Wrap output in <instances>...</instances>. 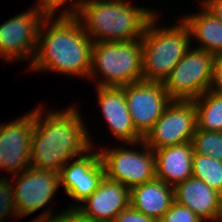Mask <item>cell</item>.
Here are the masks:
<instances>
[{
	"mask_svg": "<svg viewBox=\"0 0 222 222\" xmlns=\"http://www.w3.org/2000/svg\"><path fill=\"white\" fill-rule=\"evenodd\" d=\"M197 129L193 100H172L160 119L143 138L153 150L191 142Z\"/></svg>",
	"mask_w": 222,
	"mask_h": 222,
	"instance_id": "cell-9",
	"label": "cell"
},
{
	"mask_svg": "<svg viewBox=\"0 0 222 222\" xmlns=\"http://www.w3.org/2000/svg\"><path fill=\"white\" fill-rule=\"evenodd\" d=\"M192 176L222 194V161L194 153Z\"/></svg>",
	"mask_w": 222,
	"mask_h": 222,
	"instance_id": "cell-21",
	"label": "cell"
},
{
	"mask_svg": "<svg viewBox=\"0 0 222 222\" xmlns=\"http://www.w3.org/2000/svg\"><path fill=\"white\" fill-rule=\"evenodd\" d=\"M215 55L192 47L175 65L163 86L172 100H194L210 90Z\"/></svg>",
	"mask_w": 222,
	"mask_h": 222,
	"instance_id": "cell-7",
	"label": "cell"
},
{
	"mask_svg": "<svg viewBox=\"0 0 222 222\" xmlns=\"http://www.w3.org/2000/svg\"><path fill=\"white\" fill-rule=\"evenodd\" d=\"M105 177L99 151L92 147L85 154L67 162L59 172L60 187L78 206L89 197Z\"/></svg>",
	"mask_w": 222,
	"mask_h": 222,
	"instance_id": "cell-13",
	"label": "cell"
},
{
	"mask_svg": "<svg viewBox=\"0 0 222 222\" xmlns=\"http://www.w3.org/2000/svg\"><path fill=\"white\" fill-rule=\"evenodd\" d=\"M47 15L44 8L34 5L0 24V59L4 64L28 60V66L31 65L40 25Z\"/></svg>",
	"mask_w": 222,
	"mask_h": 222,
	"instance_id": "cell-8",
	"label": "cell"
},
{
	"mask_svg": "<svg viewBox=\"0 0 222 222\" xmlns=\"http://www.w3.org/2000/svg\"><path fill=\"white\" fill-rule=\"evenodd\" d=\"M38 105L30 147L32 167L59 173L67 162L96 148L77 105L62 111Z\"/></svg>",
	"mask_w": 222,
	"mask_h": 222,
	"instance_id": "cell-1",
	"label": "cell"
},
{
	"mask_svg": "<svg viewBox=\"0 0 222 222\" xmlns=\"http://www.w3.org/2000/svg\"><path fill=\"white\" fill-rule=\"evenodd\" d=\"M60 213L65 217V222H97L85 214L77 206H69L60 210Z\"/></svg>",
	"mask_w": 222,
	"mask_h": 222,
	"instance_id": "cell-27",
	"label": "cell"
},
{
	"mask_svg": "<svg viewBox=\"0 0 222 222\" xmlns=\"http://www.w3.org/2000/svg\"><path fill=\"white\" fill-rule=\"evenodd\" d=\"M122 87L134 128L144 138L172 99L161 82L141 80Z\"/></svg>",
	"mask_w": 222,
	"mask_h": 222,
	"instance_id": "cell-11",
	"label": "cell"
},
{
	"mask_svg": "<svg viewBox=\"0 0 222 222\" xmlns=\"http://www.w3.org/2000/svg\"><path fill=\"white\" fill-rule=\"evenodd\" d=\"M88 80L94 88L122 87L143 80L142 40L94 42Z\"/></svg>",
	"mask_w": 222,
	"mask_h": 222,
	"instance_id": "cell-5",
	"label": "cell"
},
{
	"mask_svg": "<svg viewBox=\"0 0 222 222\" xmlns=\"http://www.w3.org/2000/svg\"><path fill=\"white\" fill-rule=\"evenodd\" d=\"M174 201L189 208L204 222H219L222 194L193 176L173 187Z\"/></svg>",
	"mask_w": 222,
	"mask_h": 222,
	"instance_id": "cell-16",
	"label": "cell"
},
{
	"mask_svg": "<svg viewBox=\"0 0 222 222\" xmlns=\"http://www.w3.org/2000/svg\"><path fill=\"white\" fill-rule=\"evenodd\" d=\"M201 5V6H200ZM199 12L178 17L189 29L191 40L197 49L206 50L213 55L222 54V21L199 2Z\"/></svg>",
	"mask_w": 222,
	"mask_h": 222,
	"instance_id": "cell-19",
	"label": "cell"
},
{
	"mask_svg": "<svg viewBox=\"0 0 222 222\" xmlns=\"http://www.w3.org/2000/svg\"><path fill=\"white\" fill-rule=\"evenodd\" d=\"M191 143L194 153L222 161V132L196 129Z\"/></svg>",
	"mask_w": 222,
	"mask_h": 222,
	"instance_id": "cell-22",
	"label": "cell"
},
{
	"mask_svg": "<svg viewBox=\"0 0 222 222\" xmlns=\"http://www.w3.org/2000/svg\"><path fill=\"white\" fill-rule=\"evenodd\" d=\"M193 146L186 142L154 150L156 178L172 187L192 177Z\"/></svg>",
	"mask_w": 222,
	"mask_h": 222,
	"instance_id": "cell-17",
	"label": "cell"
},
{
	"mask_svg": "<svg viewBox=\"0 0 222 222\" xmlns=\"http://www.w3.org/2000/svg\"><path fill=\"white\" fill-rule=\"evenodd\" d=\"M173 202V187L156 177L130 189V205L157 221L163 217Z\"/></svg>",
	"mask_w": 222,
	"mask_h": 222,
	"instance_id": "cell-18",
	"label": "cell"
},
{
	"mask_svg": "<svg viewBox=\"0 0 222 222\" xmlns=\"http://www.w3.org/2000/svg\"><path fill=\"white\" fill-rule=\"evenodd\" d=\"M95 89L102 119L104 118L114 140L124 144L142 141L143 138L134 128L123 87H96Z\"/></svg>",
	"mask_w": 222,
	"mask_h": 222,
	"instance_id": "cell-14",
	"label": "cell"
},
{
	"mask_svg": "<svg viewBox=\"0 0 222 222\" xmlns=\"http://www.w3.org/2000/svg\"><path fill=\"white\" fill-rule=\"evenodd\" d=\"M158 222H204L189 208L173 202Z\"/></svg>",
	"mask_w": 222,
	"mask_h": 222,
	"instance_id": "cell-24",
	"label": "cell"
},
{
	"mask_svg": "<svg viewBox=\"0 0 222 222\" xmlns=\"http://www.w3.org/2000/svg\"><path fill=\"white\" fill-rule=\"evenodd\" d=\"M130 205V189L106 177L98 188L77 207L97 222H114Z\"/></svg>",
	"mask_w": 222,
	"mask_h": 222,
	"instance_id": "cell-15",
	"label": "cell"
},
{
	"mask_svg": "<svg viewBox=\"0 0 222 222\" xmlns=\"http://www.w3.org/2000/svg\"><path fill=\"white\" fill-rule=\"evenodd\" d=\"M49 206L46 210H43L36 218H43L44 222H65V217L60 213L58 210V213L50 209ZM55 213V215H54Z\"/></svg>",
	"mask_w": 222,
	"mask_h": 222,
	"instance_id": "cell-29",
	"label": "cell"
},
{
	"mask_svg": "<svg viewBox=\"0 0 222 222\" xmlns=\"http://www.w3.org/2000/svg\"><path fill=\"white\" fill-rule=\"evenodd\" d=\"M121 145L111 148L100 145V148H97L105 169V177L120 182L129 189L153 180L156 177L154 150L143 140Z\"/></svg>",
	"mask_w": 222,
	"mask_h": 222,
	"instance_id": "cell-6",
	"label": "cell"
},
{
	"mask_svg": "<svg viewBox=\"0 0 222 222\" xmlns=\"http://www.w3.org/2000/svg\"><path fill=\"white\" fill-rule=\"evenodd\" d=\"M0 176H2L0 177V222H4L10 216L20 219L15 203L12 180L9 176L7 178L3 177L4 175Z\"/></svg>",
	"mask_w": 222,
	"mask_h": 222,
	"instance_id": "cell-23",
	"label": "cell"
},
{
	"mask_svg": "<svg viewBox=\"0 0 222 222\" xmlns=\"http://www.w3.org/2000/svg\"><path fill=\"white\" fill-rule=\"evenodd\" d=\"M210 90L222 93V54L215 55L213 61V79Z\"/></svg>",
	"mask_w": 222,
	"mask_h": 222,
	"instance_id": "cell-28",
	"label": "cell"
},
{
	"mask_svg": "<svg viewBox=\"0 0 222 222\" xmlns=\"http://www.w3.org/2000/svg\"><path fill=\"white\" fill-rule=\"evenodd\" d=\"M114 222H158L143 213L134 209L131 205L121 211L115 218Z\"/></svg>",
	"mask_w": 222,
	"mask_h": 222,
	"instance_id": "cell-26",
	"label": "cell"
},
{
	"mask_svg": "<svg viewBox=\"0 0 222 222\" xmlns=\"http://www.w3.org/2000/svg\"><path fill=\"white\" fill-rule=\"evenodd\" d=\"M197 129L222 132V93L208 90L193 100Z\"/></svg>",
	"mask_w": 222,
	"mask_h": 222,
	"instance_id": "cell-20",
	"label": "cell"
},
{
	"mask_svg": "<svg viewBox=\"0 0 222 222\" xmlns=\"http://www.w3.org/2000/svg\"><path fill=\"white\" fill-rule=\"evenodd\" d=\"M35 129V108L19 118L0 123V169L12 176L31 167L30 147Z\"/></svg>",
	"mask_w": 222,
	"mask_h": 222,
	"instance_id": "cell-10",
	"label": "cell"
},
{
	"mask_svg": "<svg viewBox=\"0 0 222 222\" xmlns=\"http://www.w3.org/2000/svg\"><path fill=\"white\" fill-rule=\"evenodd\" d=\"M128 1L80 0L72 14L93 43L141 39L159 11Z\"/></svg>",
	"mask_w": 222,
	"mask_h": 222,
	"instance_id": "cell-3",
	"label": "cell"
},
{
	"mask_svg": "<svg viewBox=\"0 0 222 222\" xmlns=\"http://www.w3.org/2000/svg\"><path fill=\"white\" fill-rule=\"evenodd\" d=\"M11 180L19 218L47 207L60 187L59 173L32 166Z\"/></svg>",
	"mask_w": 222,
	"mask_h": 222,
	"instance_id": "cell-12",
	"label": "cell"
},
{
	"mask_svg": "<svg viewBox=\"0 0 222 222\" xmlns=\"http://www.w3.org/2000/svg\"><path fill=\"white\" fill-rule=\"evenodd\" d=\"M36 2H34L35 6L44 8L48 13H72L78 4V0H37Z\"/></svg>",
	"mask_w": 222,
	"mask_h": 222,
	"instance_id": "cell-25",
	"label": "cell"
},
{
	"mask_svg": "<svg viewBox=\"0 0 222 222\" xmlns=\"http://www.w3.org/2000/svg\"><path fill=\"white\" fill-rule=\"evenodd\" d=\"M158 13L147 25L142 40V77L145 81L161 82L192 47L189 29L178 19L174 25L159 24ZM159 24V25H157Z\"/></svg>",
	"mask_w": 222,
	"mask_h": 222,
	"instance_id": "cell-4",
	"label": "cell"
},
{
	"mask_svg": "<svg viewBox=\"0 0 222 222\" xmlns=\"http://www.w3.org/2000/svg\"><path fill=\"white\" fill-rule=\"evenodd\" d=\"M30 222H44V217L43 218H35L34 217V219H32V221H30Z\"/></svg>",
	"mask_w": 222,
	"mask_h": 222,
	"instance_id": "cell-31",
	"label": "cell"
},
{
	"mask_svg": "<svg viewBox=\"0 0 222 222\" xmlns=\"http://www.w3.org/2000/svg\"><path fill=\"white\" fill-rule=\"evenodd\" d=\"M209 11L222 21V0H199Z\"/></svg>",
	"mask_w": 222,
	"mask_h": 222,
	"instance_id": "cell-30",
	"label": "cell"
},
{
	"mask_svg": "<svg viewBox=\"0 0 222 222\" xmlns=\"http://www.w3.org/2000/svg\"><path fill=\"white\" fill-rule=\"evenodd\" d=\"M57 14L48 13L43 19L29 70L88 80L93 41L72 13Z\"/></svg>",
	"mask_w": 222,
	"mask_h": 222,
	"instance_id": "cell-2",
	"label": "cell"
}]
</instances>
